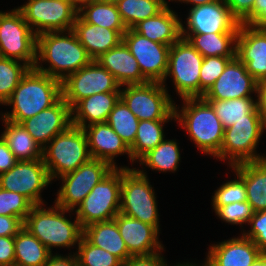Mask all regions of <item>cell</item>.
<instances>
[{"instance_id": "1", "label": "cell", "mask_w": 266, "mask_h": 266, "mask_svg": "<svg viewBox=\"0 0 266 266\" xmlns=\"http://www.w3.org/2000/svg\"><path fill=\"white\" fill-rule=\"evenodd\" d=\"M41 61L45 64L48 62L49 67H43ZM92 61L93 59L72 30L67 33L57 31L37 35L34 68L39 72L62 82L67 76L89 65Z\"/></svg>"}, {"instance_id": "2", "label": "cell", "mask_w": 266, "mask_h": 266, "mask_svg": "<svg viewBox=\"0 0 266 266\" xmlns=\"http://www.w3.org/2000/svg\"><path fill=\"white\" fill-rule=\"evenodd\" d=\"M61 97V81L30 68L4 104L13 107L11 113H3L1 118L20 124L51 107Z\"/></svg>"}, {"instance_id": "3", "label": "cell", "mask_w": 266, "mask_h": 266, "mask_svg": "<svg viewBox=\"0 0 266 266\" xmlns=\"http://www.w3.org/2000/svg\"><path fill=\"white\" fill-rule=\"evenodd\" d=\"M182 100L181 109L174 106V120L187 131L201 152L216 157L223 143L224 128L213 107L203 98Z\"/></svg>"}, {"instance_id": "4", "label": "cell", "mask_w": 266, "mask_h": 266, "mask_svg": "<svg viewBox=\"0 0 266 266\" xmlns=\"http://www.w3.org/2000/svg\"><path fill=\"white\" fill-rule=\"evenodd\" d=\"M44 204L34 205L24 221V227L52 253L53 247L78 245L83 236V228L76 218L73 222L65 213L72 210L63 209L54 204L48 209Z\"/></svg>"}, {"instance_id": "5", "label": "cell", "mask_w": 266, "mask_h": 266, "mask_svg": "<svg viewBox=\"0 0 266 266\" xmlns=\"http://www.w3.org/2000/svg\"><path fill=\"white\" fill-rule=\"evenodd\" d=\"M92 159L87 137L82 128L70 125L56 135L43 149L42 160L51 181L75 171Z\"/></svg>"}, {"instance_id": "6", "label": "cell", "mask_w": 266, "mask_h": 266, "mask_svg": "<svg viewBox=\"0 0 266 266\" xmlns=\"http://www.w3.org/2000/svg\"><path fill=\"white\" fill-rule=\"evenodd\" d=\"M144 171L122 168L120 213L154 226L159 231L156 194Z\"/></svg>"}, {"instance_id": "7", "label": "cell", "mask_w": 266, "mask_h": 266, "mask_svg": "<svg viewBox=\"0 0 266 266\" xmlns=\"http://www.w3.org/2000/svg\"><path fill=\"white\" fill-rule=\"evenodd\" d=\"M122 168L129 169L127 166L114 168L76 208L75 218L82 228L96 222L113 220L120 213Z\"/></svg>"}, {"instance_id": "8", "label": "cell", "mask_w": 266, "mask_h": 266, "mask_svg": "<svg viewBox=\"0 0 266 266\" xmlns=\"http://www.w3.org/2000/svg\"><path fill=\"white\" fill-rule=\"evenodd\" d=\"M204 57L189 43L180 38L173 43L169 50L168 67L165 80L172 77L176 94L181 99L200 98V69Z\"/></svg>"}, {"instance_id": "9", "label": "cell", "mask_w": 266, "mask_h": 266, "mask_svg": "<svg viewBox=\"0 0 266 266\" xmlns=\"http://www.w3.org/2000/svg\"><path fill=\"white\" fill-rule=\"evenodd\" d=\"M37 35L25 21L21 11H0V56L18 60L34 68Z\"/></svg>"}, {"instance_id": "10", "label": "cell", "mask_w": 266, "mask_h": 266, "mask_svg": "<svg viewBox=\"0 0 266 266\" xmlns=\"http://www.w3.org/2000/svg\"><path fill=\"white\" fill-rule=\"evenodd\" d=\"M124 87L120 98L139 121L175 119V102L162 83L147 82Z\"/></svg>"}, {"instance_id": "11", "label": "cell", "mask_w": 266, "mask_h": 266, "mask_svg": "<svg viewBox=\"0 0 266 266\" xmlns=\"http://www.w3.org/2000/svg\"><path fill=\"white\" fill-rule=\"evenodd\" d=\"M266 130L263 120H240L224 129V139L215 157L228 161L230 167L243 162L260 161L266 156L257 154L256 148Z\"/></svg>"}, {"instance_id": "12", "label": "cell", "mask_w": 266, "mask_h": 266, "mask_svg": "<svg viewBox=\"0 0 266 266\" xmlns=\"http://www.w3.org/2000/svg\"><path fill=\"white\" fill-rule=\"evenodd\" d=\"M18 9L36 35L72 30L78 16V9L69 0H28Z\"/></svg>"}, {"instance_id": "13", "label": "cell", "mask_w": 266, "mask_h": 266, "mask_svg": "<svg viewBox=\"0 0 266 266\" xmlns=\"http://www.w3.org/2000/svg\"><path fill=\"white\" fill-rule=\"evenodd\" d=\"M114 168L107 162L90 159L75 171L62 175V186L57 192L55 204L67 210H75L95 185Z\"/></svg>"}, {"instance_id": "14", "label": "cell", "mask_w": 266, "mask_h": 266, "mask_svg": "<svg viewBox=\"0 0 266 266\" xmlns=\"http://www.w3.org/2000/svg\"><path fill=\"white\" fill-rule=\"evenodd\" d=\"M62 98L72 108L83 98L96 93L121 92L114 76L96 60L70 74L61 82Z\"/></svg>"}, {"instance_id": "15", "label": "cell", "mask_w": 266, "mask_h": 266, "mask_svg": "<svg viewBox=\"0 0 266 266\" xmlns=\"http://www.w3.org/2000/svg\"><path fill=\"white\" fill-rule=\"evenodd\" d=\"M51 183L42 159L18 161L12 169L0 174V187L25 196L33 205H41V191Z\"/></svg>"}, {"instance_id": "16", "label": "cell", "mask_w": 266, "mask_h": 266, "mask_svg": "<svg viewBox=\"0 0 266 266\" xmlns=\"http://www.w3.org/2000/svg\"><path fill=\"white\" fill-rule=\"evenodd\" d=\"M123 41L136 58L142 75L149 82L162 83L167 72L171 46L151 41L132 28L123 34Z\"/></svg>"}, {"instance_id": "17", "label": "cell", "mask_w": 266, "mask_h": 266, "mask_svg": "<svg viewBox=\"0 0 266 266\" xmlns=\"http://www.w3.org/2000/svg\"><path fill=\"white\" fill-rule=\"evenodd\" d=\"M190 9L186 19L187 26L181 23V34L239 32L240 22L231 14L230 8L223 0Z\"/></svg>"}, {"instance_id": "18", "label": "cell", "mask_w": 266, "mask_h": 266, "mask_svg": "<svg viewBox=\"0 0 266 266\" xmlns=\"http://www.w3.org/2000/svg\"><path fill=\"white\" fill-rule=\"evenodd\" d=\"M236 57L257 81L266 79V27L240 23L236 40Z\"/></svg>"}, {"instance_id": "19", "label": "cell", "mask_w": 266, "mask_h": 266, "mask_svg": "<svg viewBox=\"0 0 266 266\" xmlns=\"http://www.w3.org/2000/svg\"><path fill=\"white\" fill-rule=\"evenodd\" d=\"M257 81L237 57L225 67L223 73L203 95L204 100H229L251 97L257 91Z\"/></svg>"}, {"instance_id": "20", "label": "cell", "mask_w": 266, "mask_h": 266, "mask_svg": "<svg viewBox=\"0 0 266 266\" xmlns=\"http://www.w3.org/2000/svg\"><path fill=\"white\" fill-rule=\"evenodd\" d=\"M20 124L43 149L56 135L72 125L71 108L61 97L51 107L23 120Z\"/></svg>"}, {"instance_id": "21", "label": "cell", "mask_w": 266, "mask_h": 266, "mask_svg": "<svg viewBox=\"0 0 266 266\" xmlns=\"http://www.w3.org/2000/svg\"><path fill=\"white\" fill-rule=\"evenodd\" d=\"M114 220L131 256L150 255L164 250L158 238L159 231L154 226L122 213H118Z\"/></svg>"}, {"instance_id": "22", "label": "cell", "mask_w": 266, "mask_h": 266, "mask_svg": "<svg viewBox=\"0 0 266 266\" xmlns=\"http://www.w3.org/2000/svg\"><path fill=\"white\" fill-rule=\"evenodd\" d=\"M211 245L205 260L209 266H251L262 254L256 244L243 234Z\"/></svg>"}, {"instance_id": "23", "label": "cell", "mask_w": 266, "mask_h": 266, "mask_svg": "<svg viewBox=\"0 0 266 266\" xmlns=\"http://www.w3.org/2000/svg\"><path fill=\"white\" fill-rule=\"evenodd\" d=\"M83 131L87 137L92 158L105 161L113 168H118V165L114 162V157L125 153L128 155L130 162H134L130 148L107 122L89 125L84 127Z\"/></svg>"}, {"instance_id": "24", "label": "cell", "mask_w": 266, "mask_h": 266, "mask_svg": "<svg viewBox=\"0 0 266 266\" xmlns=\"http://www.w3.org/2000/svg\"><path fill=\"white\" fill-rule=\"evenodd\" d=\"M96 61L114 76L121 87L149 82L142 75L136 58L124 41L103 53Z\"/></svg>"}, {"instance_id": "25", "label": "cell", "mask_w": 266, "mask_h": 266, "mask_svg": "<svg viewBox=\"0 0 266 266\" xmlns=\"http://www.w3.org/2000/svg\"><path fill=\"white\" fill-rule=\"evenodd\" d=\"M72 31L93 60L123 41V34L126 32V30H112L87 23L79 15Z\"/></svg>"}, {"instance_id": "26", "label": "cell", "mask_w": 266, "mask_h": 266, "mask_svg": "<svg viewBox=\"0 0 266 266\" xmlns=\"http://www.w3.org/2000/svg\"><path fill=\"white\" fill-rule=\"evenodd\" d=\"M119 99L120 92L96 93L83 98L71 108L72 125L83 129L92 124L106 122Z\"/></svg>"}, {"instance_id": "27", "label": "cell", "mask_w": 266, "mask_h": 266, "mask_svg": "<svg viewBox=\"0 0 266 266\" xmlns=\"http://www.w3.org/2000/svg\"><path fill=\"white\" fill-rule=\"evenodd\" d=\"M181 23L177 13L167 5L156 16L138 22L132 29L151 41L171 46L182 37Z\"/></svg>"}, {"instance_id": "28", "label": "cell", "mask_w": 266, "mask_h": 266, "mask_svg": "<svg viewBox=\"0 0 266 266\" xmlns=\"http://www.w3.org/2000/svg\"><path fill=\"white\" fill-rule=\"evenodd\" d=\"M246 187L247 202L254 212L266 210V159L231 166Z\"/></svg>"}, {"instance_id": "29", "label": "cell", "mask_w": 266, "mask_h": 266, "mask_svg": "<svg viewBox=\"0 0 266 266\" xmlns=\"http://www.w3.org/2000/svg\"><path fill=\"white\" fill-rule=\"evenodd\" d=\"M83 236L91 244L118 257L123 263L131 256L114 219L86 226L83 228Z\"/></svg>"}, {"instance_id": "30", "label": "cell", "mask_w": 266, "mask_h": 266, "mask_svg": "<svg viewBox=\"0 0 266 266\" xmlns=\"http://www.w3.org/2000/svg\"><path fill=\"white\" fill-rule=\"evenodd\" d=\"M238 33L181 34L203 56L236 57Z\"/></svg>"}, {"instance_id": "31", "label": "cell", "mask_w": 266, "mask_h": 266, "mask_svg": "<svg viewBox=\"0 0 266 266\" xmlns=\"http://www.w3.org/2000/svg\"><path fill=\"white\" fill-rule=\"evenodd\" d=\"M205 101L213 107L224 129L240 120H262L253 96L229 100Z\"/></svg>"}, {"instance_id": "32", "label": "cell", "mask_w": 266, "mask_h": 266, "mask_svg": "<svg viewBox=\"0 0 266 266\" xmlns=\"http://www.w3.org/2000/svg\"><path fill=\"white\" fill-rule=\"evenodd\" d=\"M5 130L1 134L9 149L18 161H35L42 159V148L18 123L2 119Z\"/></svg>"}, {"instance_id": "33", "label": "cell", "mask_w": 266, "mask_h": 266, "mask_svg": "<svg viewBox=\"0 0 266 266\" xmlns=\"http://www.w3.org/2000/svg\"><path fill=\"white\" fill-rule=\"evenodd\" d=\"M14 243V266H45L53 254L25 227L14 236Z\"/></svg>"}, {"instance_id": "34", "label": "cell", "mask_w": 266, "mask_h": 266, "mask_svg": "<svg viewBox=\"0 0 266 266\" xmlns=\"http://www.w3.org/2000/svg\"><path fill=\"white\" fill-rule=\"evenodd\" d=\"M78 15L87 23L112 30H127L116 4L92 0L78 10Z\"/></svg>"}, {"instance_id": "35", "label": "cell", "mask_w": 266, "mask_h": 266, "mask_svg": "<svg viewBox=\"0 0 266 266\" xmlns=\"http://www.w3.org/2000/svg\"><path fill=\"white\" fill-rule=\"evenodd\" d=\"M169 120H140L133 145L130 147L132 160L137 162L165 139L164 123Z\"/></svg>"}, {"instance_id": "36", "label": "cell", "mask_w": 266, "mask_h": 266, "mask_svg": "<svg viewBox=\"0 0 266 266\" xmlns=\"http://www.w3.org/2000/svg\"><path fill=\"white\" fill-rule=\"evenodd\" d=\"M176 140L164 139L154 149L150 150L140 160V165L148 166L158 172H175L180 163V148Z\"/></svg>"}, {"instance_id": "37", "label": "cell", "mask_w": 266, "mask_h": 266, "mask_svg": "<svg viewBox=\"0 0 266 266\" xmlns=\"http://www.w3.org/2000/svg\"><path fill=\"white\" fill-rule=\"evenodd\" d=\"M166 0H121L116 4L127 29L138 22L156 16L168 4Z\"/></svg>"}, {"instance_id": "38", "label": "cell", "mask_w": 266, "mask_h": 266, "mask_svg": "<svg viewBox=\"0 0 266 266\" xmlns=\"http://www.w3.org/2000/svg\"><path fill=\"white\" fill-rule=\"evenodd\" d=\"M106 122L122 138L129 148L133 145L139 120L129 110L128 106L121 98L109 113Z\"/></svg>"}, {"instance_id": "39", "label": "cell", "mask_w": 266, "mask_h": 266, "mask_svg": "<svg viewBox=\"0 0 266 266\" xmlns=\"http://www.w3.org/2000/svg\"><path fill=\"white\" fill-rule=\"evenodd\" d=\"M30 67L18 60L0 56V104L4 105L11 97L22 77Z\"/></svg>"}, {"instance_id": "40", "label": "cell", "mask_w": 266, "mask_h": 266, "mask_svg": "<svg viewBox=\"0 0 266 266\" xmlns=\"http://www.w3.org/2000/svg\"><path fill=\"white\" fill-rule=\"evenodd\" d=\"M77 266H123V262L108 251L91 244L84 236L77 245Z\"/></svg>"}, {"instance_id": "41", "label": "cell", "mask_w": 266, "mask_h": 266, "mask_svg": "<svg viewBox=\"0 0 266 266\" xmlns=\"http://www.w3.org/2000/svg\"><path fill=\"white\" fill-rule=\"evenodd\" d=\"M33 206L25 196L0 187V215L18 217L25 221Z\"/></svg>"}, {"instance_id": "42", "label": "cell", "mask_w": 266, "mask_h": 266, "mask_svg": "<svg viewBox=\"0 0 266 266\" xmlns=\"http://www.w3.org/2000/svg\"><path fill=\"white\" fill-rule=\"evenodd\" d=\"M235 57H204L200 69V98L209 90L223 73L227 64Z\"/></svg>"}, {"instance_id": "43", "label": "cell", "mask_w": 266, "mask_h": 266, "mask_svg": "<svg viewBox=\"0 0 266 266\" xmlns=\"http://www.w3.org/2000/svg\"><path fill=\"white\" fill-rule=\"evenodd\" d=\"M234 180L222 184L212 196V206L221 207L234 202H244L247 200L246 187L244 181L237 175Z\"/></svg>"}, {"instance_id": "44", "label": "cell", "mask_w": 266, "mask_h": 266, "mask_svg": "<svg viewBox=\"0 0 266 266\" xmlns=\"http://www.w3.org/2000/svg\"><path fill=\"white\" fill-rule=\"evenodd\" d=\"M216 215L224 222L238 225L249 223L254 211L251 205L247 202H234L221 207H213Z\"/></svg>"}, {"instance_id": "45", "label": "cell", "mask_w": 266, "mask_h": 266, "mask_svg": "<svg viewBox=\"0 0 266 266\" xmlns=\"http://www.w3.org/2000/svg\"><path fill=\"white\" fill-rule=\"evenodd\" d=\"M248 225H251L250 230L242 234L251 239L262 253H266V210L254 212Z\"/></svg>"}, {"instance_id": "46", "label": "cell", "mask_w": 266, "mask_h": 266, "mask_svg": "<svg viewBox=\"0 0 266 266\" xmlns=\"http://www.w3.org/2000/svg\"><path fill=\"white\" fill-rule=\"evenodd\" d=\"M161 253L160 251L150 255L130 256L123 266H169Z\"/></svg>"}, {"instance_id": "47", "label": "cell", "mask_w": 266, "mask_h": 266, "mask_svg": "<svg viewBox=\"0 0 266 266\" xmlns=\"http://www.w3.org/2000/svg\"><path fill=\"white\" fill-rule=\"evenodd\" d=\"M256 0H223L231 14L241 23L252 11Z\"/></svg>"}, {"instance_id": "48", "label": "cell", "mask_w": 266, "mask_h": 266, "mask_svg": "<svg viewBox=\"0 0 266 266\" xmlns=\"http://www.w3.org/2000/svg\"><path fill=\"white\" fill-rule=\"evenodd\" d=\"M14 236H0V266H14Z\"/></svg>"}, {"instance_id": "49", "label": "cell", "mask_w": 266, "mask_h": 266, "mask_svg": "<svg viewBox=\"0 0 266 266\" xmlns=\"http://www.w3.org/2000/svg\"><path fill=\"white\" fill-rule=\"evenodd\" d=\"M241 23L266 27V0H256L253 11Z\"/></svg>"}, {"instance_id": "50", "label": "cell", "mask_w": 266, "mask_h": 266, "mask_svg": "<svg viewBox=\"0 0 266 266\" xmlns=\"http://www.w3.org/2000/svg\"><path fill=\"white\" fill-rule=\"evenodd\" d=\"M23 227L22 219L0 215V236H15Z\"/></svg>"}, {"instance_id": "51", "label": "cell", "mask_w": 266, "mask_h": 266, "mask_svg": "<svg viewBox=\"0 0 266 266\" xmlns=\"http://www.w3.org/2000/svg\"><path fill=\"white\" fill-rule=\"evenodd\" d=\"M18 162V159L9 149L6 141L0 136V174L9 171Z\"/></svg>"}, {"instance_id": "52", "label": "cell", "mask_w": 266, "mask_h": 266, "mask_svg": "<svg viewBox=\"0 0 266 266\" xmlns=\"http://www.w3.org/2000/svg\"><path fill=\"white\" fill-rule=\"evenodd\" d=\"M256 105L258 113L266 124V79L257 83Z\"/></svg>"}, {"instance_id": "53", "label": "cell", "mask_w": 266, "mask_h": 266, "mask_svg": "<svg viewBox=\"0 0 266 266\" xmlns=\"http://www.w3.org/2000/svg\"><path fill=\"white\" fill-rule=\"evenodd\" d=\"M69 256H61L60 254L51 255L45 266H77L75 253Z\"/></svg>"}, {"instance_id": "54", "label": "cell", "mask_w": 266, "mask_h": 266, "mask_svg": "<svg viewBox=\"0 0 266 266\" xmlns=\"http://www.w3.org/2000/svg\"><path fill=\"white\" fill-rule=\"evenodd\" d=\"M170 1H175V2H183V3H190L193 5V7L195 6H199V5H203V4H208V3H212L218 0H170Z\"/></svg>"}, {"instance_id": "55", "label": "cell", "mask_w": 266, "mask_h": 266, "mask_svg": "<svg viewBox=\"0 0 266 266\" xmlns=\"http://www.w3.org/2000/svg\"><path fill=\"white\" fill-rule=\"evenodd\" d=\"M251 266H266V253L258 256Z\"/></svg>"}, {"instance_id": "56", "label": "cell", "mask_w": 266, "mask_h": 266, "mask_svg": "<svg viewBox=\"0 0 266 266\" xmlns=\"http://www.w3.org/2000/svg\"><path fill=\"white\" fill-rule=\"evenodd\" d=\"M78 10L85 4H88L92 0H69Z\"/></svg>"}, {"instance_id": "57", "label": "cell", "mask_w": 266, "mask_h": 266, "mask_svg": "<svg viewBox=\"0 0 266 266\" xmlns=\"http://www.w3.org/2000/svg\"><path fill=\"white\" fill-rule=\"evenodd\" d=\"M175 266H200V265H197L195 263L193 264V262L192 263H190V262H187V263L183 262L182 264L181 263H177ZM201 266H209V264L206 261H204V263Z\"/></svg>"}, {"instance_id": "58", "label": "cell", "mask_w": 266, "mask_h": 266, "mask_svg": "<svg viewBox=\"0 0 266 266\" xmlns=\"http://www.w3.org/2000/svg\"><path fill=\"white\" fill-rule=\"evenodd\" d=\"M100 1H103V2H109V3H112V4H117V3L120 2L121 0H100Z\"/></svg>"}]
</instances>
